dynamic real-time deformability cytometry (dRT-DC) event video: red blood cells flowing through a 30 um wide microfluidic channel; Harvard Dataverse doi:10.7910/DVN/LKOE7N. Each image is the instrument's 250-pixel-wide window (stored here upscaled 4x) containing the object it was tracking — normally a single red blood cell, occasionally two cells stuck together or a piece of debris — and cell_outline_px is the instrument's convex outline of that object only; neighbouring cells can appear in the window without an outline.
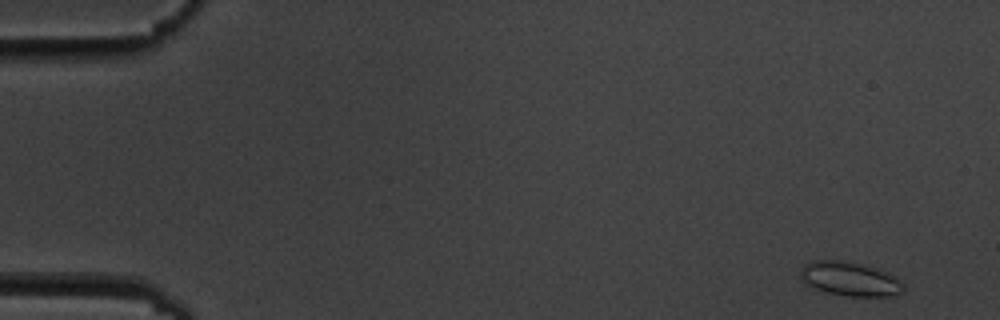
{"species": "common noctule bat (a hibernating species)", "species_latin": "Nyctalus noctula", "temperature_condition": "cold", "stored_images_in_passage": 4, "camera_frame_rate_fps": 3000, "um_per_image_px": 0.085, "animal": {"sex": "male", "body_mass_g": 19.5, "forearm_length_mm": 54.6}, "frame": {"image": 1, "passage_image": 1, "time_ms": 0.0, "image_size_px": [1000, 320], "cell_outline_px": [[904, 292], [896, 296], [848, 296], [828, 292], [812, 288], [804, 284], [800, 276], [800, 272], [804, 264], [816, 260], [844, 260], [880, 268], [896, 276], [904, 284]], "centroid_in_image_um": [72.28, 23.7], "position_along_channel_um": 12.7, "area_um2": 20.92}}
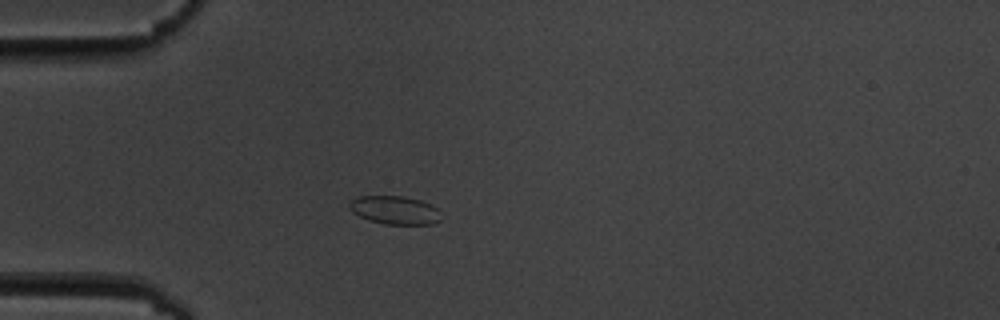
{"frame": {"image": 2, "passage_image": 4, "time_ms": 4.333, "image_size_px": [1000, 320], "cell_outline_px": [[440, 220], [432, 224], [384, 224], [368, 220], [352, 212], [348, 208], [348, 204], [356, 196], [404, 196], [420, 200], [436, 208]], "centroid_in_image_um": [33.49, 17.85], "position_along_channel_um": 51.5, "area_um2": 15.03}}